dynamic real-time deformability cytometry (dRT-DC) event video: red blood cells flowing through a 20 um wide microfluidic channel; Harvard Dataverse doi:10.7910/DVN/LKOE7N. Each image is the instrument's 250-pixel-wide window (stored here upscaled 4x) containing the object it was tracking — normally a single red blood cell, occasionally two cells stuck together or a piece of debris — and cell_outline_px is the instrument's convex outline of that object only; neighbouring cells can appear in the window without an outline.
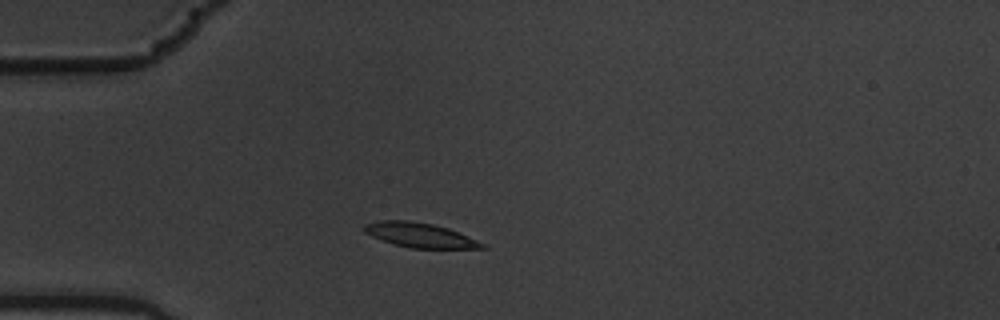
{"species": "common noctule bat (a hibernating species)", "species_latin": "Nyctalus noctula", "temperature_condition": "warm", "stored_images_in_passage": 12, "camera_frame_rate_fps": 3000, "um_per_image_px": 0.085, "animal": {"sex": "male", "body_mass_g": 19.5, "forearm_length_mm": 54.6}, "frame": {"image": 1, "passage_image": 1, "time_ms": 0.0, "image_size_px": [1000, 320], "cell_outline_px": [[488, 248], [412, 248], [392, 244], [372, 236], [364, 232], [360, 228], [364, 224], [376, 220], [408, 220], [432, 224], [448, 228], [488, 244]], "centroid_in_image_um": [35.67, 19.98], "position_along_channel_um": 49.3, "area_um2": 17.11}}
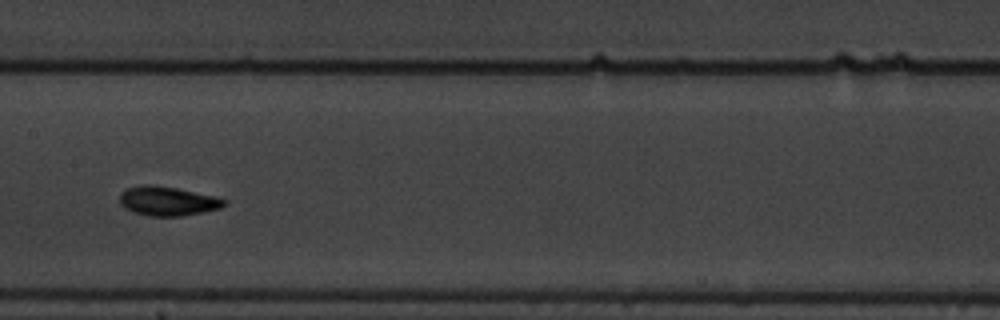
{"frame": {"image": 2, "passage_image": 5, "time_ms": 1.333, "image_size_px": [1000, 320], "cell_outline_px": [[228, 204], [220, 208], [204, 212], [180, 216], [152, 216], [132, 212], [124, 208], [120, 204], [120, 192], [128, 188], [144, 184], [152, 184], [176, 188], [216, 196], [228, 200]], "centroid_in_image_um": [14.27, 17.09], "position_along_channel_um": 193.1, "area_um2": 17.98}}
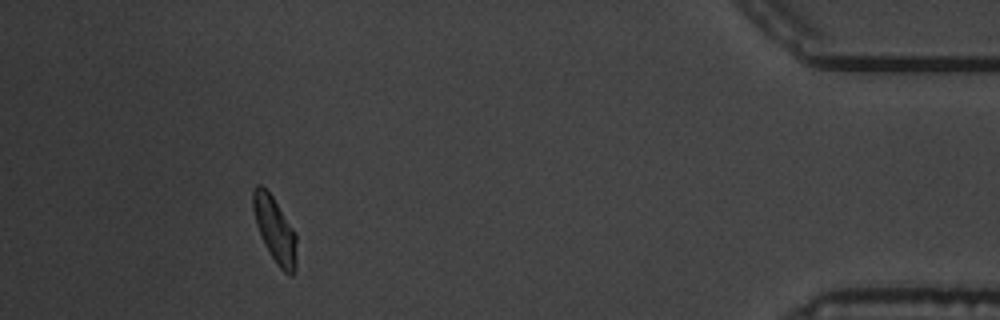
{"frame": {"image": 3, "passage_image": 11, "time_ms": 3.333, "image_size_px": [1000, 320], "cell_outline_px": [[296, 268], [292, 276], [288, 276], [280, 268], [272, 256], [256, 224], [252, 208], [252, 192], [256, 184], [260, 184], [272, 196], [296, 232]], "centroid_in_image_um": [23.38, 19.52], "position_along_channel_um": 411.8, "area_um2": 16.36}}